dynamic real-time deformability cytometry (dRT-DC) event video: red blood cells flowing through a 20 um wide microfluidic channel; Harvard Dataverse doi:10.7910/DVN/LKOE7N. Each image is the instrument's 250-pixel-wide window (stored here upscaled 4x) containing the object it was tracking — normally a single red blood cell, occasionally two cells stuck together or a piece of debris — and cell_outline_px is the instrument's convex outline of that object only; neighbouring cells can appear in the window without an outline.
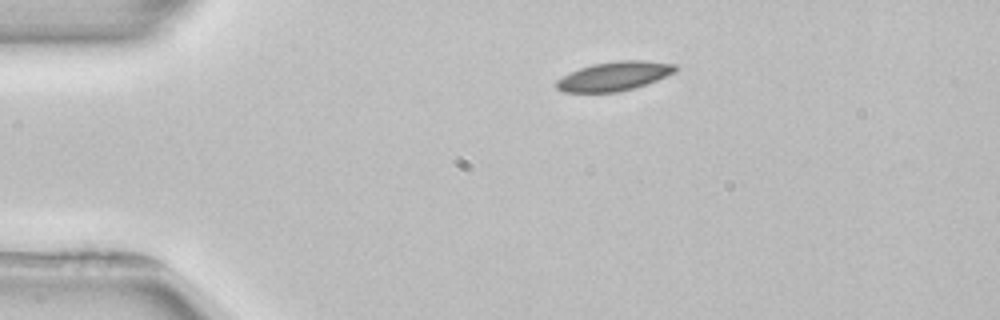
{"species": "common noctule bat (a hibernating species)", "species_latin": "Nyctalus noctula", "temperature_condition": "room temperature", "stored_images_in_passage": 3, "camera_frame_rate_fps": 3000, "um_per_image_px": 0.085, "animal": {"sex": "female", "body_mass_g": 22.7, "forearm_length_mm": 54.2}, "frame": {"image": 1, "passage_image": 1, "time_ms": 0.0, "image_size_px": [1000, 320], "cell_outline_px": [[676, 72], [656, 80], [632, 88], [616, 92], [564, 92], [556, 88], [556, 80], [580, 68], [592, 64], [616, 60], [644, 60], [676, 64]], "centroid_in_image_um": [52.21, 6.46], "position_along_channel_um": 32.8, "area_um2": 19.94}}
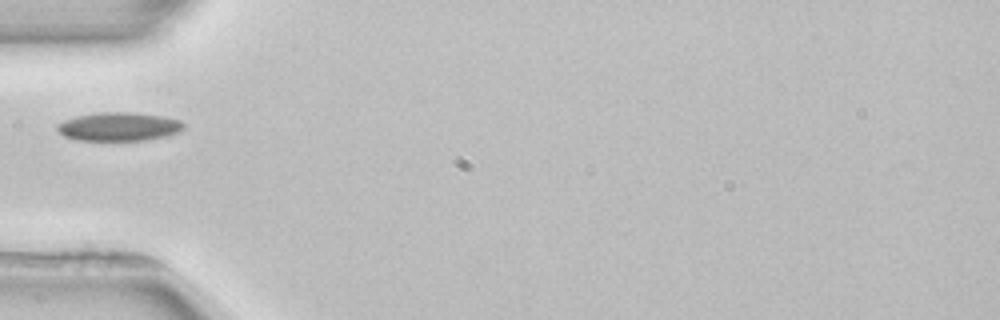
{"frame": {"image": 2, "passage_image": 3, "time_ms": 2.333, "image_size_px": [1000, 320], "cell_outline_px": [[184, 128], [180, 132], [164, 136], [144, 140], [76, 140], [64, 136], [56, 128], [56, 124], [64, 120], [76, 116], [100, 112], [132, 112], [164, 116], [180, 120], [184, 124]], "centroid_in_image_um": [10.1, 10.75], "position_along_channel_um": 74.9, "area_um2": 21.1}}